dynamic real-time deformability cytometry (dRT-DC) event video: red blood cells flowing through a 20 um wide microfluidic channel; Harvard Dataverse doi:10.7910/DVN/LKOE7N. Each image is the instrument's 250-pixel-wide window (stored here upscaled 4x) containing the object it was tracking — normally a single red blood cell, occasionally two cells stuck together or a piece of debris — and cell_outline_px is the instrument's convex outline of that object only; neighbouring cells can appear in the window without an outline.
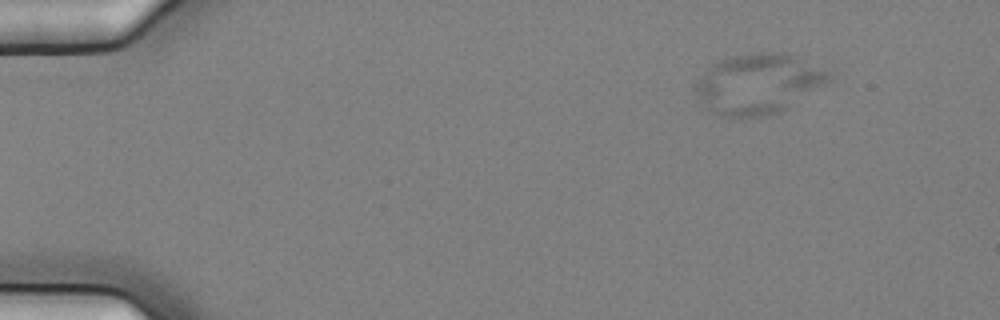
{"species": "common noctule bat (a hibernating species)", "species_latin": "Nyctalus noctula", "temperature_condition": "cold", "stored_images_in_passage": 16, "camera_frame_rate_fps": 3000, "um_per_image_px": 0.085, "animal": {"sex": "female", "body_mass_g": 25.1}, "frame": {"image": 1, "passage_image": 3, "time_ms": 0.667, "image_size_px": [1000, 320], "cell_outline_px": [[832, 80], [780, 112], [764, 116], [712, 116], [696, 96], [692, 88], [696, 80], [712, 64], [720, 60], [732, 56], [760, 52], [780, 52], [796, 56], [832, 72]], "centroid_in_image_um": [64.42, 7.13], "position_along_channel_um": 20.6, "area_um2": 47.05}}
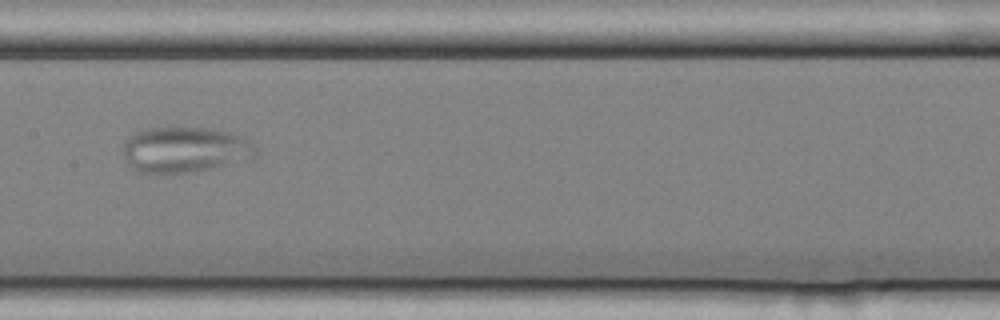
{"frame": {"image": 2, "passage_image": 9, "time_ms": 2.667, "image_size_px": [1000, 320], "cell_outline_px": [[256, 156], [204, 168], [184, 172], [136, 172], [128, 164], [124, 156], [124, 140], [128, 136], [144, 128], [212, 128], [244, 136], [256, 148]], "centroid_in_image_um": [15.64, 12.68], "position_along_channel_um": 191.8, "area_um2": 34.45}}
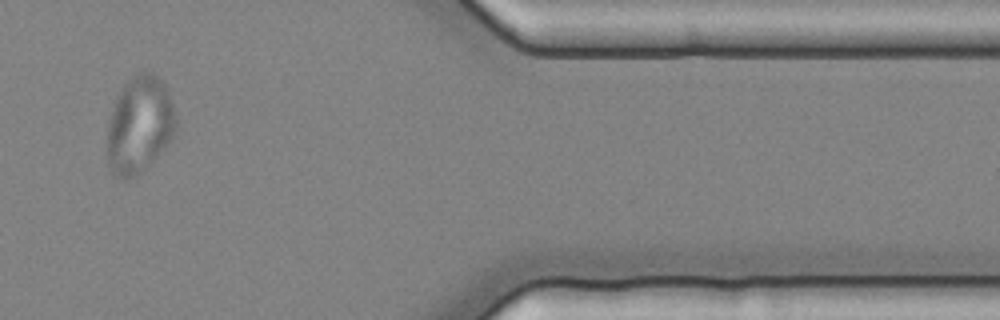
{"frame": {"image": 3, "passage_image": 14, "time_ms": 4.333, "image_size_px": [1000, 320], "cell_outline_px": [[176, 136], [152, 160], [132, 176], [124, 180], [112, 176], [108, 164], [108, 120], [116, 96], [124, 84], [140, 72], [152, 72], [164, 84], [168, 92], [176, 116]], "centroid_in_image_um": [11.85, 10.61], "position_along_channel_um": 399.6, "area_um2": 38.55}}